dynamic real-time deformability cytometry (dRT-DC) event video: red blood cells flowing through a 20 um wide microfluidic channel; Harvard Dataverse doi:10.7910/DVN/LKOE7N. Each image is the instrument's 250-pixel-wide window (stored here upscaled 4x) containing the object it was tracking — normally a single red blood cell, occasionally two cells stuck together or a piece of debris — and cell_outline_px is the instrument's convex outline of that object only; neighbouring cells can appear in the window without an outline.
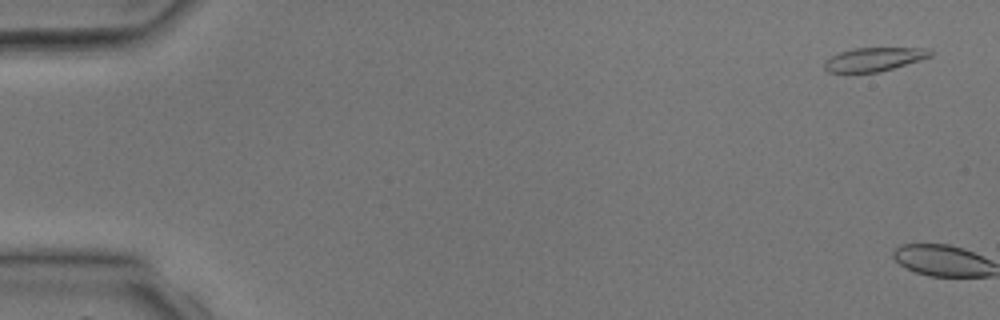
{"species": "common noctule bat (a hibernating species)", "species_latin": "Nyctalus noctula", "temperature_condition": "room temperature", "stored_images_in_passage": 4, "camera_frame_rate_fps": 3000, "um_per_image_px": 0.085, "animal": {"sex": "male", "body_mass_g": 17.9, "forearm_length_mm": 54.2}, "frame": {"image": 1, "passage_image": 4, "time_ms": 4.333, "image_size_px": [1000, 320], "cell_outline_px": [[932, 56], [920, 60], [880, 72], [828, 72], [824, 68], [824, 60], [840, 52], [856, 48], [928, 48], [932, 52]], "centroid_in_image_um": [74.3, 5.04], "position_along_channel_um": 10.7, "area_um2": 14.51}}